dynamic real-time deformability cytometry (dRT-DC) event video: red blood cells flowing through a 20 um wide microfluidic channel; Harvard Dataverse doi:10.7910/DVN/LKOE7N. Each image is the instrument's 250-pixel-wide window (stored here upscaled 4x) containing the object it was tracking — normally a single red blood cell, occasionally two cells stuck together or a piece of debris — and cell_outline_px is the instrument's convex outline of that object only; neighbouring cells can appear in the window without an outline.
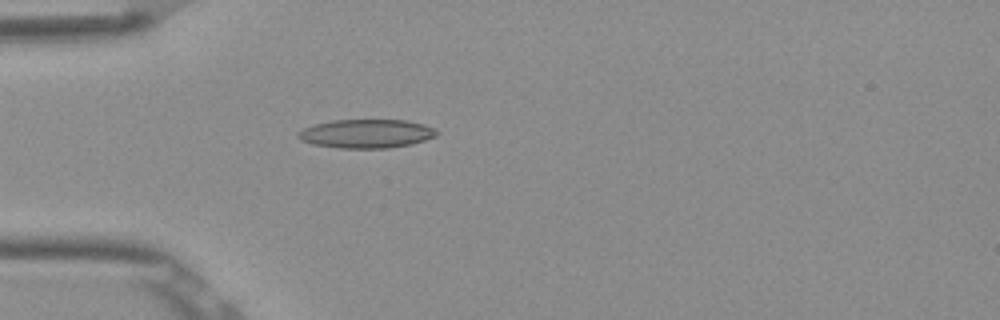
{"species": "Egyptian fruit bat (a non-hibernating species)", "species_latin": "Rousettus aegyptiacus", "temperature_condition": "room temperature", "stored_images_in_passage": 4, "camera_frame_rate_fps": 3000, "um_per_image_px": 0.085, "frame": {"image": 1, "passage_image": 4, "time_ms": 1.0, "image_size_px": [1000, 320], "cell_outline_px": [[440, 132], [436, 136], [412, 144], [388, 148], [340, 148], [312, 144], [300, 140], [296, 136], [296, 132], [304, 128], [316, 124], [332, 120], [408, 120], [436, 128]], "centroid_in_image_um": [31.15, 11.36], "position_along_channel_um": 53.9, "area_um2": 23.35}}